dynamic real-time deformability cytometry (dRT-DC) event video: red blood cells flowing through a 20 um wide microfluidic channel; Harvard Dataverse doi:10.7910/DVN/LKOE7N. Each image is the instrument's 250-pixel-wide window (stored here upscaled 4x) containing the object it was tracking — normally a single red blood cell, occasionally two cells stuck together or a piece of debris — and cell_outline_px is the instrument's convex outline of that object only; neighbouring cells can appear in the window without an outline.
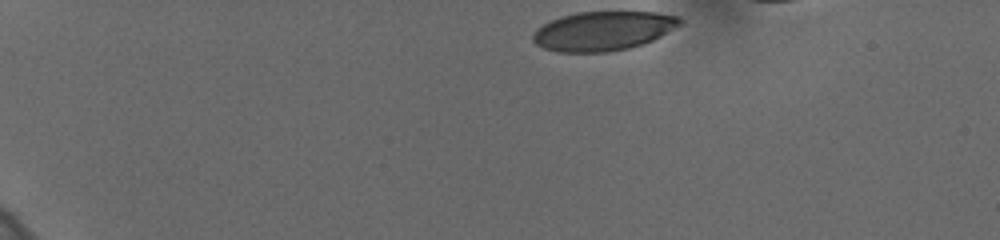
{"species": "human", "species_latin": "Homo sapiens", "temperature_condition": "cold", "stored_images_in_passage": 40, "camera_frame_rate_fps": 3000, "um_per_image_px": 0.085, "donor": {"sex": "female"}, "frame": {"image": 1, "passage_image": 1, "time_ms": 0.0, "image_size_px": [1000, 240], "cell_outline_px": [[684, 24], [644, 44], [628, 48], [608, 52], [556, 52], [544, 48], [536, 44], [532, 40], [532, 36], [536, 28], [552, 20], [576, 12], [656, 12], [676, 16], [684, 20]], "centroid_in_image_um": [51.29, 2.63], "position_along_channel_um": 33.7, "area_um2": 33.64}}
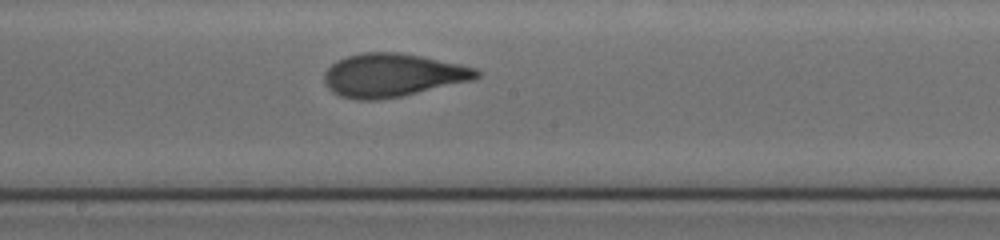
{"frame": {"image": 2, "passage_image": 24, "time_ms": 7.667, "image_size_px": [1000, 240], "cell_outline_px": [[480, 76], [472, 80], [404, 96], [376, 100], [356, 100], [340, 96], [332, 92], [324, 84], [324, 72], [336, 60], [348, 56], [364, 52], [400, 52], [460, 64], [476, 68], [480, 72]], "centroid_in_image_um": [33.34, 6.4], "position_along_channel_um": 214.9, "area_um2": 38.55}}
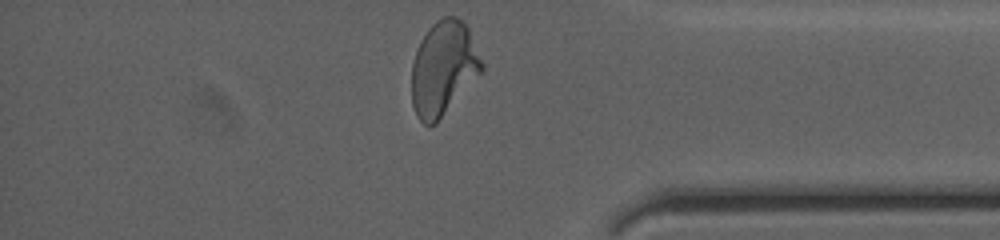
{"frame": {"image": 3, "passage_image": 40, "time_ms": 13.0, "image_size_px": [1000, 240], "cell_outline_px": [[484, 68], [436, 124], [424, 124], [416, 116], [412, 104], [412, 60], [420, 40], [428, 28], [436, 20], [444, 16], [456, 16], [468, 28], [484, 64]], "centroid_in_image_um": [37.67, 5.79], "position_along_channel_um": 397.5, "area_um2": 38.26}, "authors_computed_cell_mechanics": {"area_um2": 37.3677, "velocity_mm_per_s": 3.6212, "shape_relaxation_time_tau1_ms": 4.0674, "shape_relaxation_time_tau2_ms": 0.9159, "deformation_change_tau1": 0.1835, "deformation_change_tau2": 0.071}}